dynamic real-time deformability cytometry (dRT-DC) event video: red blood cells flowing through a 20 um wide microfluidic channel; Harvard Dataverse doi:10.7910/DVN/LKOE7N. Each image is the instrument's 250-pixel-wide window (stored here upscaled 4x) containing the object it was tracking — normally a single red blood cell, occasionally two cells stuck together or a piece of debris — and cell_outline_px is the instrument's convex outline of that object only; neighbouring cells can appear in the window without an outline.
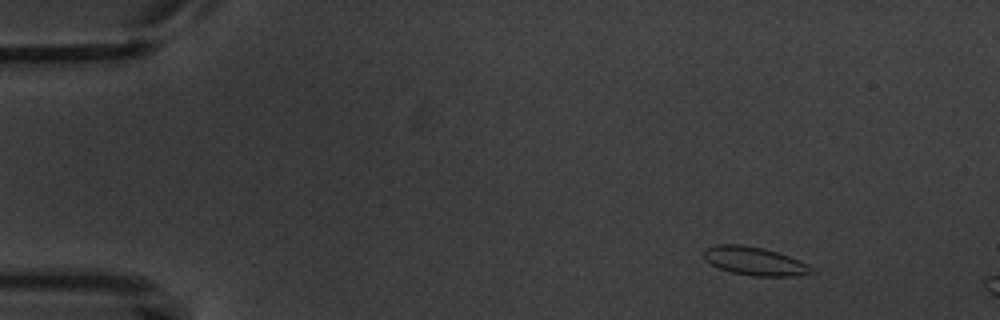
{"species": "common noctule bat (a hibernating species)", "species_latin": "Nyctalus noctula", "temperature_condition": "warm", "stored_images_in_passage": 3, "camera_frame_rate_fps": 3000, "um_per_image_px": 0.085, "animal": {"sex": "male", "body_mass_g": 20.1, "forearm_length_mm": 53.5}, "frame": {"image": 1, "passage_image": 2, "time_ms": 1.333, "image_size_px": [1000, 320], "cell_outline_px": [[816, 272], [796, 276], [752, 276], [732, 272], [720, 268], [704, 260], [704, 248], [716, 244], [740, 244], [764, 248], [800, 260], [808, 264]], "centroid_in_image_um": [64.14, 22.19], "position_along_channel_um": 20.9, "area_um2": 17.86}}